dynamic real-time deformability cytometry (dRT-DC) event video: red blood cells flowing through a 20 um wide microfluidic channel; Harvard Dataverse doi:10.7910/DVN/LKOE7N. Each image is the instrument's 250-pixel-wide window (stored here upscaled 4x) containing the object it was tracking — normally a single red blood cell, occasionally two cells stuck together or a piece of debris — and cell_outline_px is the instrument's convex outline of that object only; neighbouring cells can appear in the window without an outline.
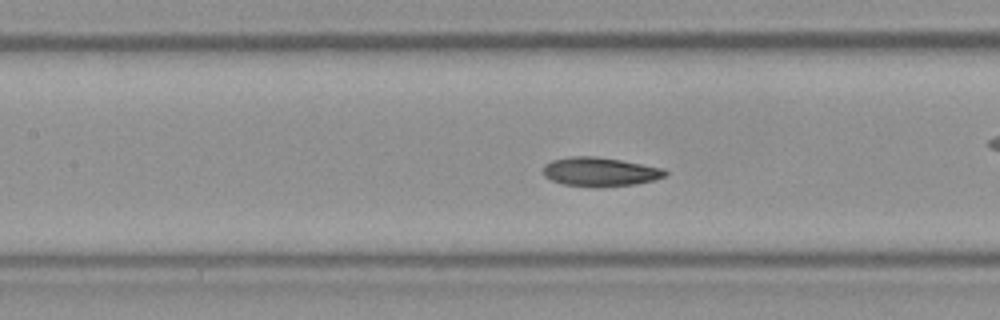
{"species": "Egyptian fruit bat (a non-hibernating species)", "species_latin": "Rousettus aegyptiacus", "temperature_condition": "room temperature", "stored_images_in_passage": 47, "camera_frame_rate_fps": 3000, "um_per_image_px": 0.085, "frame": {"image": 1, "passage_image": 21, "time_ms": 6.667, "image_size_px": [1000, 320], "cell_outline_px": [[668, 176], [652, 180], [632, 184], [600, 188], [564, 184], [552, 180], [544, 176], [544, 164], [552, 160], [572, 156], [596, 156], [620, 160], [664, 168], [668, 172]], "centroid_in_image_um": [51.01, 14.6], "position_along_channel_um": 156.4, "area_um2": 20.63}}
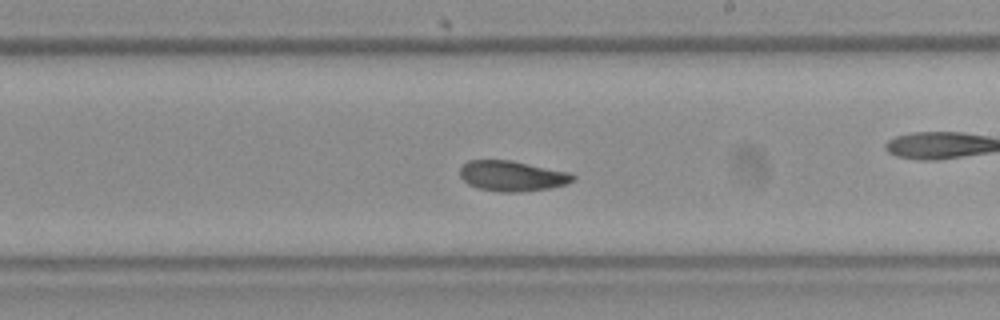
{"frame": {"image": 2, "passage_image": 27, "time_ms": 8.667, "image_size_px": [1000, 320], "cell_outline_px": [[576, 176], [572, 180], [564, 184], [548, 188], [520, 192], [504, 192], [480, 188], [468, 184], [460, 176], [460, 168], [468, 160], [512, 160], [572, 172]], "centroid_in_image_um": [43.54, 14.94], "position_along_channel_um": 245.5, "area_um2": 19.94}}
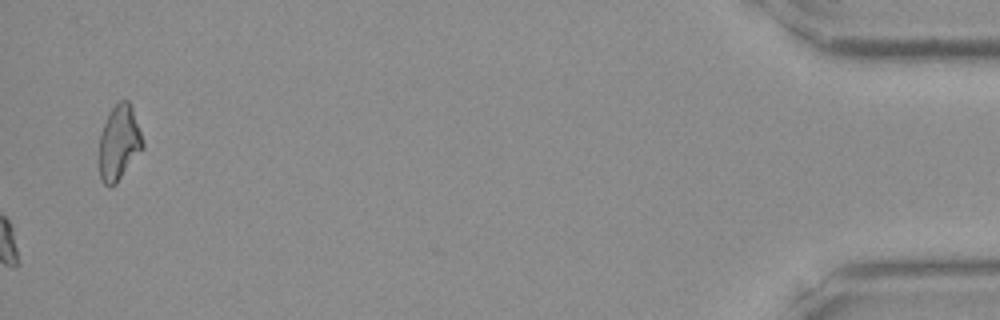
{"frame": {"image": 3, "passage_image": 47, "time_ms": 15.333, "image_size_px": [1000, 320], "cell_outline_px": [[144, 148], [116, 184], [108, 188], [104, 184], [100, 176], [100, 136], [104, 124], [116, 100], [128, 100], [132, 108], [144, 144]], "centroid_in_image_um": [10.13, 12.15], "position_along_channel_um": 425.1, "area_um2": 18.84}}